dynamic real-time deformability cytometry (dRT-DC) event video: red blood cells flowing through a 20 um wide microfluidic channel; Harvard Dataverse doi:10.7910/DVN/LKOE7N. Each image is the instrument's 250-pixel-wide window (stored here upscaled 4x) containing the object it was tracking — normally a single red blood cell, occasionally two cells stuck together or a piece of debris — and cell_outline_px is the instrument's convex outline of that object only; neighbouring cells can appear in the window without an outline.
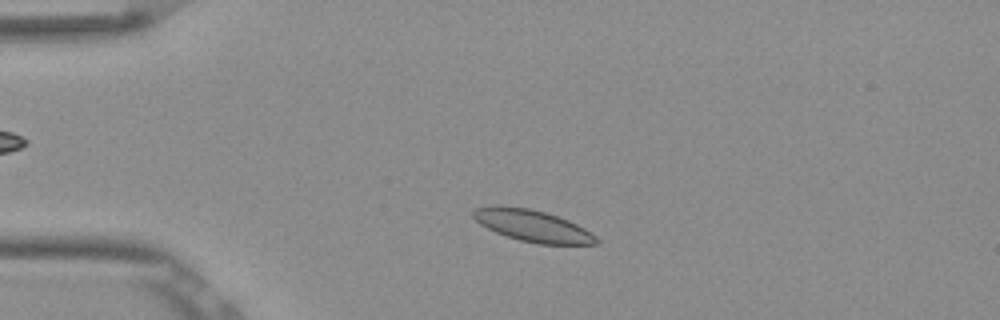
{"species": "Egyptian fruit bat (a non-hibernating species)", "species_latin": "Rousettus aegyptiacus", "temperature_condition": "room temperature", "stored_images_in_passage": 48, "camera_frame_rate_fps": 3000, "um_per_image_px": 0.085, "frame": {"image": 1, "passage_image": 7, "time_ms": 2.0, "image_size_px": [1000, 320], "cell_outline_px": [[600, 244], [536, 244], [520, 240], [496, 232], [480, 224], [472, 216], [472, 212], [476, 208], [496, 204], [500, 204], [528, 208], [544, 212], [568, 220], [584, 228], [596, 236], [600, 240]], "centroid_in_image_um": [45.26, 19.18], "position_along_channel_um": 39.7, "area_um2": 22.77}}
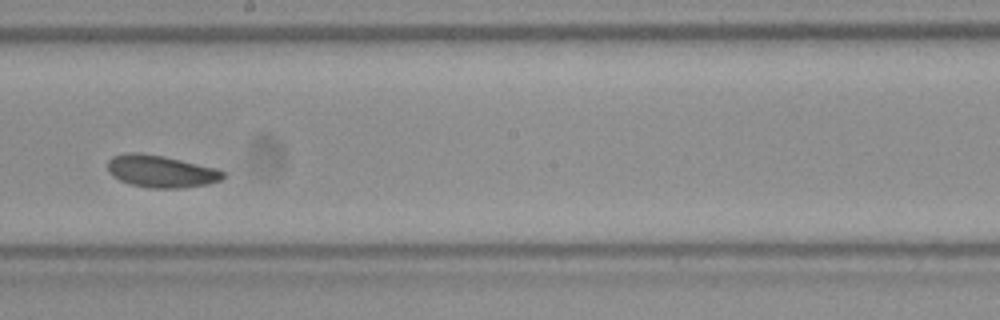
{"frame": {"image": 2, "passage_image": 25, "time_ms": 8.0, "image_size_px": [1000, 320], "cell_outline_px": [[224, 176], [220, 180], [208, 184], [180, 188], [148, 188], [128, 184], [112, 176], [108, 172], [108, 160], [112, 156], [128, 152], [136, 152], [164, 156], [216, 168], [224, 172]], "centroid_in_image_um": [13.64, 14.56], "position_along_channel_um": 234.6, "area_um2": 21.73}}
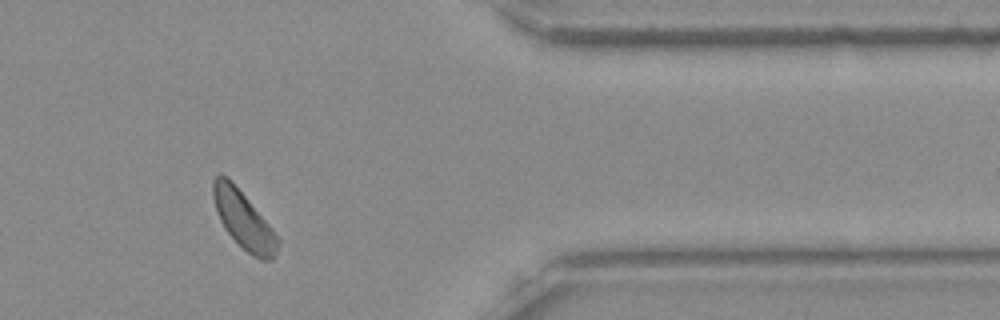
{"frame": {"image": 3, "passage_image": 39, "time_ms": 12.667, "image_size_px": [1000, 320], "cell_outline_px": [[280, 244], [272, 260], [260, 260], [252, 256], [224, 228], [216, 212], [212, 196], [212, 180], [220, 172], [228, 176], [268, 224], [280, 240]], "centroid_in_image_um": [20.67, 18.67], "position_along_channel_um": 390.7, "area_um2": 21.44}, "authors_computed_cell_mechanics": {"area_um2": 21.7039, "velocity_mm_per_s": 3.7963, "shape_relaxation_time_tau1_ms": 2.855, "shape_relaxation_time_tau2_ms": 3.3971, "deformation_change_tau1": 0.0745, "deformation_change_tau2": 0.0822}}